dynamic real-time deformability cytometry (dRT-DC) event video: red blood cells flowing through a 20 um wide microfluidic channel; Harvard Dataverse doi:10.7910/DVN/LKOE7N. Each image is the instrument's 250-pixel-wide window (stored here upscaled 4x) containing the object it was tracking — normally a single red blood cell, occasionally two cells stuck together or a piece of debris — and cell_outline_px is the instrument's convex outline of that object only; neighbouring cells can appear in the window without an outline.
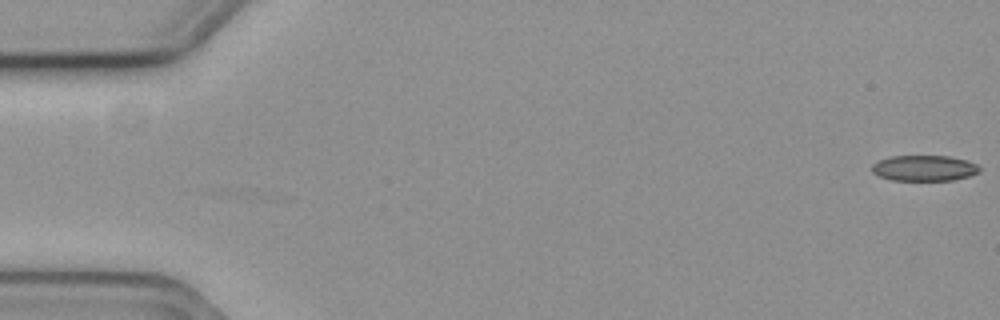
{"species": "common noctule bat (a hibernating species)", "species_latin": "Nyctalus noctula", "temperature_condition": "cold", "stored_images_in_passage": 2, "camera_frame_rate_fps": 3000, "um_per_image_px": 0.085, "animal": {"sex": "female", "body_mass_g": 19.3, "forearm_length_mm": 54.1}, "frame": {"image": 1, "passage_image": 1, "time_ms": 0.0, "image_size_px": [1000, 320], "cell_outline_px": [[980, 172], [968, 176], [952, 180], [892, 180], [880, 176], [872, 172], [872, 164], [888, 156], [948, 156], [968, 160], [976, 164], [980, 168]], "centroid_in_image_um": [78.56, 14.28], "position_along_channel_um": 6.4, "area_um2": 16.07}}